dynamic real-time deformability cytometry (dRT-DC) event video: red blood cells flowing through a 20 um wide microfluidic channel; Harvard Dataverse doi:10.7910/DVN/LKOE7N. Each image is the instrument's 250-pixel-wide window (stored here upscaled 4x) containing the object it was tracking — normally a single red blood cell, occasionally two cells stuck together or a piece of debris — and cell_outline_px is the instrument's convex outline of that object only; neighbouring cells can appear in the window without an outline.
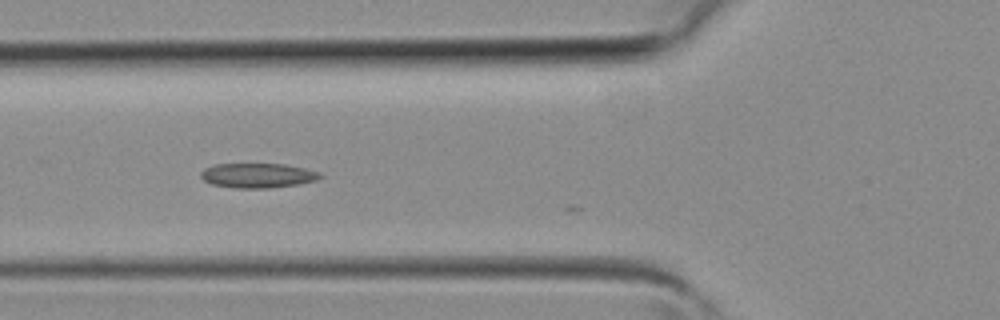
{"species": "common noctule bat (a hibernating species)", "species_latin": "Nyctalus noctula", "temperature_condition": "room temperature", "stored_images_in_passage": 3, "camera_frame_rate_fps": 3000, "um_per_image_px": 0.085, "animal": {"sex": "female", "body_mass_g": 19.3, "forearm_length_mm": 54.1}, "frame": {"image": 1, "passage_image": 2, "time_ms": 0.333, "image_size_px": [1000, 320], "cell_outline_px": [[324, 176], [316, 180], [296, 184], [268, 188], [232, 188], [212, 184], [204, 180], [200, 176], [200, 172], [204, 168], [212, 164], [284, 164], [304, 168], [320, 172]], "centroid_in_image_um": [21.87, 14.91], "position_along_channel_um": 103.9, "area_um2": 17.17}}